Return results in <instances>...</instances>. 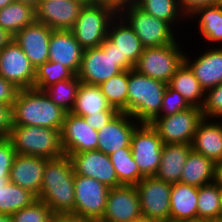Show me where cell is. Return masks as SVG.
Here are the masks:
<instances>
[{"label": "cell", "instance_id": "e575fe53", "mask_svg": "<svg viewBox=\"0 0 222 222\" xmlns=\"http://www.w3.org/2000/svg\"><path fill=\"white\" fill-rule=\"evenodd\" d=\"M37 200V196L12 182L0 189V213L12 215Z\"/></svg>", "mask_w": 222, "mask_h": 222}, {"label": "cell", "instance_id": "9c48e42d", "mask_svg": "<svg viewBox=\"0 0 222 222\" xmlns=\"http://www.w3.org/2000/svg\"><path fill=\"white\" fill-rule=\"evenodd\" d=\"M203 118L202 108L191 106L175 114L157 116L150 124L158 132L163 144H191Z\"/></svg>", "mask_w": 222, "mask_h": 222}, {"label": "cell", "instance_id": "816d5d0a", "mask_svg": "<svg viewBox=\"0 0 222 222\" xmlns=\"http://www.w3.org/2000/svg\"><path fill=\"white\" fill-rule=\"evenodd\" d=\"M46 222H65V214L52 213Z\"/></svg>", "mask_w": 222, "mask_h": 222}, {"label": "cell", "instance_id": "7bdbcfd3", "mask_svg": "<svg viewBox=\"0 0 222 222\" xmlns=\"http://www.w3.org/2000/svg\"><path fill=\"white\" fill-rule=\"evenodd\" d=\"M20 89L0 75V104L13 105Z\"/></svg>", "mask_w": 222, "mask_h": 222}, {"label": "cell", "instance_id": "d4e9b609", "mask_svg": "<svg viewBox=\"0 0 222 222\" xmlns=\"http://www.w3.org/2000/svg\"><path fill=\"white\" fill-rule=\"evenodd\" d=\"M198 187L181 182L172 184L170 195V222L198 220Z\"/></svg>", "mask_w": 222, "mask_h": 222}, {"label": "cell", "instance_id": "91938a15", "mask_svg": "<svg viewBox=\"0 0 222 222\" xmlns=\"http://www.w3.org/2000/svg\"><path fill=\"white\" fill-rule=\"evenodd\" d=\"M83 1L86 2V3H93V2H95L97 0H83Z\"/></svg>", "mask_w": 222, "mask_h": 222}, {"label": "cell", "instance_id": "8fae6325", "mask_svg": "<svg viewBox=\"0 0 222 222\" xmlns=\"http://www.w3.org/2000/svg\"><path fill=\"white\" fill-rule=\"evenodd\" d=\"M171 187L155 176H146L136 185L143 217L170 222Z\"/></svg>", "mask_w": 222, "mask_h": 222}, {"label": "cell", "instance_id": "ffe728a7", "mask_svg": "<svg viewBox=\"0 0 222 222\" xmlns=\"http://www.w3.org/2000/svg\"><path fill=\"white\" fill-rule=\"evenodd\" d=\"M208 46L207 44L206 51H200L196 57L191 58L189 52L184 55V61L192 69L205 92L222 83V47Z\"/></svg>", "mask_w": 222, "mask_h": 222}, {"label": "cell", "instance_id": "52a82bcc", "mask_svg": "<svg viewBox=\"0 0 222 222\" xmlns=\"http://www.w3.org/2000/svg\"><path fill=\"white\" fill-rule=\"evenodd\" d=\"M118 14L134 30L144 48L161 47L179 40L178 32L169 23L146 13L136 4L124 7Z\"/></svg>", "mask_w": 222, "mask_h": 222}, {"label": "cell", "instance_id": "8992f818", "mask_svg": "<svg viewBox=\"0 0 222 222\" xmlns=\"http://www.w3.org/2000/svg\"><path fill=\"white\" fill-rule=\"evenodd\" d=\"M118 12L105 3H86L71 31L76 41L84 48L99 47L108 34L111 21Z\"/></svg>", "mask_w": 222, "mask_h": 222}, {"label": "cell", "instance_id": "9f6ffc18", "mask_svg": "<svg viewBox=\"0 0 222 222\" xmlns=\"http://www.w3.org/2000/svg\"><path fill=\"white\" fill-rule=\"evenodd\" d=\"M14 0H0V9L12 3Z\"/></svg>", "mask_w": 222, "mask_h": 222}, {"label": "cell", "instance_id": "7402d4cb", "mask_svg": "<svg viewBox=\"0 0 222 222\" xmlns=\"http://www.w3.org/2000/svg\"><path fill=\"white\" fill-rule=\"evenodd\" d=\"M84 48L76 41L71 30H52L49 40V61L59 62L78 74Z\"/></svg>", "mask_w": 222, "mask_h": 222}, {"label": "cell", "instance_id": "277c9868", "mask_svg": "<svg viewBox=\"0 0 222 222\" xmlns=\"http://www.w3.org/2000/svg\"><path fill=\"white\" fill-rule=\"evenodd\" d=\"M167 83L137 70H128V114L139 123H151L161 111Z\"/></svg>", "mask_w": 222, "mask_h": 222}, {"label": "cell", "instance_id": "6f0895ef", "mask_svg": "<svg viewBox=\"0 0 222 222\" xmlns=\"http://www.w3.org/2000/svg\"><path fill=\"white\" fill-rule=\"evenodd\" d=\"M9 182V177H0V189Z\"/></svg>", "mask_w": 222, "mask_h": 222}, {"label": "cell", "instance_id": "30bf717a", "mask_svg": "<svg viewBox=\"0 0 222 222\" xmlns=\"http://www.w3.org/2000/svg\"><path fill=\"white\" fill-rule=\"evenodd\" d=\"M131 152L140 172L154 176L161 162L162 139L150 123H140L131 136Z\"/></svg>", "mask_w": 222, "mask_h": 222}, {"label": "cell", "instance_id": "2e32d148", "mask_svg": "<svg viewBox=\"0 0 222 222\" xmlns=\"http://www.w3.org/2000/svg\"><path fill=\"white\" fill-rule=\"evenodd\" d=\"M60 135L65 155L97 150L98 131L91 128L84 117L67 112Z\"/></svg>", "mask_w": 222, "mask_h": 222}, {"label": "cell", "instance_id": "ac0fdd59", "mask_svg": "<svg viewBox=\"0 0 222 222\" xmlns=\"http://www.w3.org/2000/svg\"><path fill=\"white\" fill-rule=\"evenodd\" d=\"M51 33L52 29L50 27L35 21L13 36V40L21 47L35 69L49 60Z\"/></svg>", "mask_w": 222, "mask_h": 222}, {"label": "cell", "instance_id": "ee69618b", "mask_svg": "<svg viewBox=\"0 0 222 222\" xmlns=\"http://www.w3.org/2000/svg\"><path fill=\"white\" fill-rule=\"evenodd\" d=\"M12 106L0 104V137H7L13 126Z\"/></svg>", "mask_w": 222, "mask_h": 222}, {"label": "cell", "instance_id": "f6af8a7d", "mask_svg": "<svg viewBox=\"0 0 222 222\" xmlns=\"http://www.w3.org/2000/svg\"><path fill=\"white\" fill-rule=\"evenodd\" d=\"M180 9L188 18L198 8L219 4V0H179Z\"/></svg>", "mask_w": 222, "mask_h": 222}, {"label": "cell", "instance_id": "d6a6232c", "mask_svg": "<svg viewBox=\"0 0 222 222\" xmlns=\"http://www.w3.org/2000/svg\"><path fill=\"white\" fill-rule=\"evenodd\" d=\"M198 220L215 221L222 215V190L214 182L198 187Z\"/></svg>", "mask_w": 222, "mask_h": 222}, {"label": "cell", "instance_id": "ab89813d", "mask_svg": "<svg viewBox=\"0 0 222 222\" xmlns=\"http://www.w3.org/2000/svg\"><path fill=\"white\" fill-rule=\"evenodd\" d=\"M202 112L204 118L222 120V83L206 91Z\"/></svg>", "mask_w": 222, "mask_h": 222}, {"label": "cell", "instance_id": "b9f144b4", "mask_svg": "<svg viewBox=\"0 0 222 222\" xmlns=\"http://www.w3.org/2000/svg\"><path fill=\"white\" fill-rule=\"evenodd\" d=\"M17 153L7 137H0V177H9Z\"/></svg>", "mask_w": 222, "mask_h": 222}, {"label": "cell", "instance_id": "f546056e", "mask_svg": "<svg viewBox=\"0 0 222 222\" xmlns=\"http://www.w3.org/2000/svg\"><path fill=\"white\" fill-rule=\"evenodd\" d=\"M215 162L201 153L190 151L183 167L180 182L196 187L214 182Z\"/></svg>", "mask_w": 222, "mask_h": 222}, {"label": "cell", "instance_id": "5b68a950", "mask_svg": "<svg viewBox=\"0 0 222 222\" xmlns=\"http://www.w3.org/2000/svg\"><path fill=\"white\" fill-rule=\"evenodd\" d=\"M58 129L12 126L7 138L17 154L55 159L64 155Z\"/></svg>", "mask_w": 222, "mask_h": 222}, {"label": "cell", "instance_id": "11a10c76", "mask_svg": "<svg viewBox=\"0 0 222 222\" xmlns=\"http://www.w3.org/2000/svg\"><path fill=\"white\" fill-rule=\"evenodd\" d=\"M133 222H161V221L141 216L140 218H138L137 220Z\"/></svg>", "mask_w": 222, "mask_h": 222}, {"label": "cell", "instance_id": "83f0119b", "mask_svg": "<svg viewBox=\"0 0 222 222\" xmlns=\"http://www.w3.org/2000/svg\"><path fill=\"white\" fill-rule=\"evenodd\" d=\"M198 19L197 27L204 43H209L217 47L222 43V5L216 4L198 8L192 15L188 17V21ZM214 43V44H213ZM222 47V44L220 45Z\"/></svg>", "mask_w": 222, "mask_h": 222}, {"label": "cell", "instance_id": "d590c367", "mask_svg": "<svg viewBox=\"0 0 222 222\" xmlns=\"http://www.w3.org/2000/svg\"><path fill=\"white\" fill-rule=\"evenodd\" d=\"M112 108L128 114V70L99 85Z\"/></svg>", "mask_w": 222, "mask_h": 222}, {"label": "cell", "instance_id": "4316f807", "mask_svg": "<svg viewBox=\"0 0 222 222\" xmlns=\"http://www.w3.org/2000/svg\"><path fill=\"white\" fill-rule=\"evenodd\" d=\"M71 113L85 117L95 114H118L119 111L111 107L99 86L81 82Z\"/></svg>", "mask_w": 222, "mask_h": 222}, {"label": "cell", "instance_id": "bcb514c9", "mask_svg": "<svg viewBox=\"0 0 222 222\" xmlns=\"http://www.w3.org/2000/svg\"><path fill=\"white\" fill-rule=\"evenodd\" d=\"M117 114H95L85 116L84 119L87 124L94 130L99 131L103 129Z\"/></svg>", "mask_w": 222, "mask_h": 222}, {"label": "cell", "instance_id": "f907efd6", "mask_svg": "<svg viewBox=\"0 0 222 222\" xmlns=\"http://www.w3.org/2000/svg\"><path fill=\"white\" fill-rule=\"evenodd\" d=\"M13 37L8 34L1 26H0V50L6 46Z\"/></svg>", "mask_w": 222, "mask_h": 222}, {"label": "cell", "instance_id": "44dd1931", "mask_svg": "<svg viewBox=\"0 0 222 222\" xmlns=\"http://www.w3.org/2000/svg\"><path fill=\"white\" fill-rule=\"evenodd\" d=\"M47 160L43 157L17 154L10 170L9 181L38 197Z\"/></svg>", "mask_w": 222, "mask_h": 222}, {"label": "cell", "instance_id": "681fc988", "mask_svg": "<svg viewBox=\"0 0 222 222\" xmlns=\"http://www.w3.org/2000/svg\"><path fill=\"white\" fill-rule=\"evenodd\" d=\"M65 222H100V220L77 216L74 214H65Z\"/></svg>", "mask_w": 222, "mask_h": 222}, {"label": "cell", "instance_id": "ba28073f", "mask_svg": "<svg viewBox=\"0 0 222 222\" xmlns=\"http://www.w3.org/2000/svg\"><path fill=\"white\" fill-rule=\"evenodd\" d=\"M180 41L176 40L172 44L161 47L144 48L134 69L145 76L168 84L184 61L186 50L180 46Z\"/></svg>", "mask_w": 222, "mask_h": 222}, {"label": "cell", "instance_id": "8d00e7d4", "mask_svg": "<svg viewBox=\"0 0 222 222\" xmlns=\"http://www.w3.org/2000/svg\"><path fill=\"white\" fill-rule=\"evenodd\" d=\"M81 81L75 75L72 79L62 80L46 87L43 91L54 104L66 112H71Z\"/></svg>", "mask_w": 222, "mask_h": 222}, {"label": "cell", "instance_id": "e0dca14e", "mask_svg": "<svg viewBox=\"0 0 222 222\" xmlns=\"http://www.w3.org/2000/svg\"><path fill=\"white\" fill-rule=\"evenodd\" d=\"M85 4L83 0H41L36 21L52 30H71Z\"/></svg>", "mask_w": 222, "mask_h": 222}, {"label": "cell", "instance_id": "60d3db41", "mask_svg": "<svg viewBox=\"0 0 222 222\" xmlns=\"http://www.w3.org/2000/svg\"><path fill=\"white\" fill-rule=\"evenodd\" d=\"M191 107L183 96L167 85L166 90L163 94V102L161 106V111L158 116H167L170 114H175L177 112L184 111Z\"/></svg>", "mask_w": 222, "mask_h": 222}, {"label": "cell", "instance_id": "4fadbf2b", "mask_svg": "<svg viewBox=\"0 0 222 222\" xmlns=\"http://www.w3.org/2000/svg\"><path fill=\"white\" fill-rule=\"evenodd\" d=\"M0 75L19 89L34 87L36 69L13 39L0 50Z\"/></svg>", "mask_w": 222, "mask_h": 222}, {"label": "cell", "instance_id": "74e56055", "mask_svg": "<svg viewBox=\"0 0 222 222\" xmlns=\"http://www.w3.org/2000/svg\"><path fill=\"white\" fill-rule=\"evenodd\" d=\"M75 74L59 62L47 61L36 68L34 89L43 91L46 87L62 80L72 79Z\"/></svg>", "mask_w": 222, "mask_h": 222}, {"label": "cell", "instance_id": "484cf974", "mask_svg": "<svg viewBox=\"0 0 222 222\" xmlns=\"http://www.w3.org/2000/svg\"><path fill=\"white\" fill-rule=\"evenodd\" d=\"M191 150V144H164L162 148L161 162L154 176L171 184L180 182L183 167Z\"/></svg>", "mask_w": 222, "mask_h": 222}, {"label": "cell", "instance_id": "7a4b0ae2", "mask_svg": "<svg viewBox=\"0 0 222 222\" xmlns=\"http://www.w3.org/2000/svg\"><path fill=\"white\" fill-rule=\"evenodd\" d=\"M13 126H40L61 130L66 111L34 88L20 89L12 106Z\"/></svg>", "mask_w": 222, "mask_h": 222}, {"label": "cell", "instance_id": "680465c9", "mask_svg": "<svg viewBox=\"0 0 222 222\" xmlns=\"http://www.w3.org/2000/svg\"><path fill=\"white\" fill-rule=\"evenodd\" d=\"M186 222H211V221H207V220H194V221H186Z\"/></svg>", "mask_w": 222, "mask_h": 222}, {"label": "cell", "instance_id": "94428289", "mask_svg": "<svg viewBox=\"0 0 222 222\" xmlns=\"http://www.w3.org/2000/svg\"><path fill=\"white\" fill-rule=\"evenodd\" d=\"M213 222H222V215H221L218 219H216L215 221H213Z\"/></svg>", "mask_w": 222, "mask_h": 222}, {"label": "cell", "instance_id": "1f68e13d", "mask_svg": "<svg viewBox=\"0 0 222 222\" xmlns=\"http://www.w3.org/2000/svg\"><path fill=\"white\" fill-rule=\"evenodd\" d=\"M36 21V9L13 1L0 9V26L12 37L25 26Z\"/></svg>", "mask_w": 222, "mask_h": 222}, {"label": "cell", "instance_id": "cb8c5ba5", "mask_svg": "<svg viewBox=\"0 0 222 222\" xmlns=\"http://www.w3.org/2000/svg\"><path fill=\"white\" fill-rule=\"evenodd\" d=\"M107 38L117 46L121 59H128L134 66L137 64L144 47L134 30L119 14L110 23Z\"/></svg>", "mask_w": 222, "mask_h": 222}, {"label": "cell", "instance_id": "836d02e7", "mask_svg": "<svg viewBox=\"0 0 222 222\" xmlns=\"http://www.w3.org/2000/svg\"><path fill=\"white\" fill-rule=\"evenodd\" d=\"M120 185L136 186L145 176L133 159L131 147L117 150L109 155Z\"/></svg>", "mask_w": 222, "mask_h": 222}, {"label": "cell", "instance_id": "603a6c76", "mask_svg": "<svg viewBox=\"0 0 222 222\" xmlns=\"http://www.w3.org/2000/svg\"><path fill=\"white\" fill-rule=\"evenodd\" d=\"M191 146L194 151L214 162L222 160V120L203 118Z\"/></svg>", "mask_w": 222, "mask_h": 222}, {"label": "cell", "instance_id": "d6986e66", "mask_svg": "<svg viewBox=\"0 0 222 222\" xmlns=\"http://www.w3.org/2000/svg\"><path fill=\"white\" fill-rule=\"evenodd\" d=\"M139 124L131 115L119 112L98 131L97 150L110 155L119 149L131 147L132 133Z\"/></svg>", "mask_w": 222, "mask_h": 222}, {"label": "cell", "instance_id": "f1b7e54d", "mask_svg": "<svg viewBox=\"0 0 222 222\" xmlns=\"http://www.w3.org/2000/svg\"><path fill=\"white\" fill-rule=\"evenodd\" d=\"M168 85L179 92L190 106L203 107L206 92L185 61L173 74Z\"/></svg>", "mask_w": 222, "mask_h": 222}, {"label": "cell", "instance_id": "9a60e30c", "mask_svg": "<svg viewBox=\"0 0 222 222\" xmlns=\"http://www.w3.org/2000/svg\"><path fill=\"white\" fill-rule=\"evenodd\" d=\"M75 175L91 177L109 188L119 186V180L109 155L99 150L70 154Z\"/></svg>", "mask_w": 222, "mask_h": 222}, {"label": "cell", "instance_id": "5bb4252c", "mask_svg": "<svg viewBox=\"0 0 222 222\" xmlns=\"http://www.w3.org/2000/svg\"><path fill=\"white\" fill-rule=\"evenodd\" d=\"M142 216L136 186L120 185L109 190L105 213L100 222H133Z\"/></svg>", "mask_w": 222, "mask_h": 222}, {"label": "cell", "instance_id": "c3c4849f", "mask_svg": "<svg viewBox=\"0 0 222 222\" xmlns=\"http://www.w3.org/2000/svg\"><path fill=\"white\" fill-rule=\"evenodd\" d=\"M214 183L222 190V160L215 162Z\"/></svg>", "mask_w": 222, "mask_h": 222}, {"label": "cell", "instance_id": "4dcf8cb0", "mask_svg": "<svg viewBox=\"0 0 222 222\" xmlns=\"http://www.w3.org/2000/svg\"><path fill=\"white\" fill-rule=\"evenodd\" d=\"M136 5L146 13L158 19L164 20L174 29L176 28L178 30L177 32L180 34V38L181 30L179 31V28L181 29L183 27L184 21L186 22L188 18L181 11L179 0H138ZM180 25L182 27H180Z\"/></svg>", "mask_w": 222, "mask_h": 222}, {"label": "cell", "instance_id": "db71d44e", "mask_svg": "<svg viewBox=\"0 0 222 222\" xmlns=\"http://www.w3.org/2000/svg\"><path fill=\"white\" fill-rule=\"evenodd\" d=\"M0 222H12L11 215L0 213Z\"/></svg>", "mask_w": 222, "mask_h": 222}, {"label": "cell", "instance_id": "6da1fadb", "mask_svg": "<svg viewBox=\"0 0 222 222\" xmlns=\"http://www.w3.org/2000/svg\"><path fill=\"white\" fill-rule=\"evenodd\" d=\"M74 171L68 155L48 159L37 199L53 213L71 214L75 208Z\"/></svg>", "mask_w": 222, "mask_h": 222}, {"label": "cell", "instance_id": "f5cc1de1", "mask_svg": "<svg viewBox=\"0 0 222 222\" xmlns=\"http://www.w3.org/2000/svg\"><path fill=\"white\" fill-rule=\"evenodd\" d=\"M14 1L20 2L22 4H26L28 6L33 7L34 9H36L41 0H14Z\"/></svg>", "mask_w": 222, "mask_h": 222}, {"label": "cell", "instance_id": "7dc6e473", "mask_svg": "<svg viewBox=\"0 0 222 222\" xmlns=\"http://www.w3.org/2000/svg\"><path fill=\"white\" fill-rule=\"evenodd\" d=\"M98 2L105 3L113 7L117 12L126 6L136 4L138 0H97Z\"/></svg>", "mask_w": 222, "mask_h": 222}, {"label": "cell", "instance_id": "3957f363", "mask_svg": "<svg viewBox=\"0 0 222 222\" xmlns=\"http://www.w3.org/2000/svg\"><path fill=\"white\" fill-rule=\"evenodd\" d=\"M135 66L121 59L117 46L107 37L99 47L84 49L78 79L85 84L97 85Z\"/></svg>", "mask_w": 222, "mask_h": 222}, {"label": "cell", "instance_id": "f35d334b", "mask_svg": "<svg viewBox=\"0 0 222 222\" xmlns=\"http://www.w3.org/2000/svg\"><path fill=\"white\" fill-rule=\"evenodd\" d=\"M52 213L44 202L37 199L29 206L14 212L11 218L12 222H46Z\"/></svg>", "mask_w": 222, "mask_h": 222}, {"label": "cell", "instance_id": "7c38bea8", "mask_svg": "<svg viewBox=\"0 0 222 222\" xmlns=\"http://www.w3.org/2000/svg\"><path fill=\"white\" fill-rule=\"evenodd\" d=\"M75 208L71 214L101 220L110 188L91 177L75 175Z\"/></svg>", "mask_w": 222, "mask_h": 222}]
</instances>
